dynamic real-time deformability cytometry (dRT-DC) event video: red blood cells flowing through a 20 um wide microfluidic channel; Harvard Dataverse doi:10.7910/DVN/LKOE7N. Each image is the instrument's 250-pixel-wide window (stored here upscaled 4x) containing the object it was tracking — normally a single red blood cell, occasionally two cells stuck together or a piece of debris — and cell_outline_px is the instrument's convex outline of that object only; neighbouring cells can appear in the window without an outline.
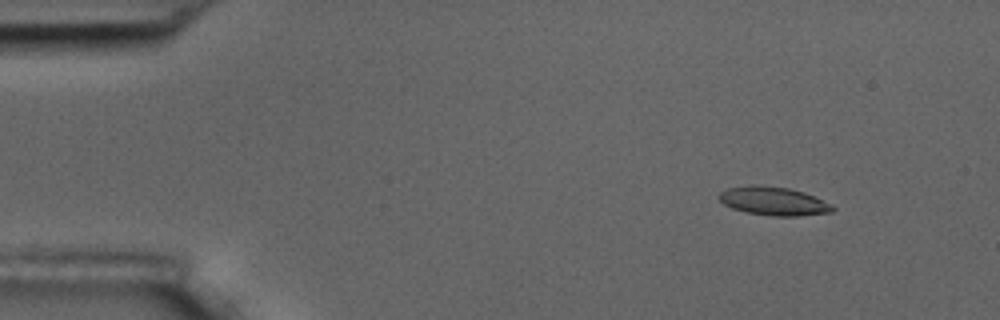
{"species": "common noctule bat (a hibernating species)", "species_latin": "Nyctalus noctula", "temperature_condition": "room temperature", "stored_images_in_passage": 4, "camera_frame_rate_fps": 3000, "um_per_image_px": 0.085, "animal": {"sex": "male", "body_mass_g": 17.5, "forearm_length_mm": 52.3}, "frame": {"image": 1, "passage_image": 1, "time_ms": 0.0, "image_size_px": [1000, 320], "cell_outline_px": [[836, 208], [832, 212], [800, 216], [772, 216], [744, 212], [732, 208], [724, 204], [716, 196], [720, 192], [728, 188], [752, 184], [788, 188], [804, 192], [832, 204]], "centroid_in_image_um": [65.74, 17.1], "position_along_channel_um": 19.3, "area_um2": 19.02}}
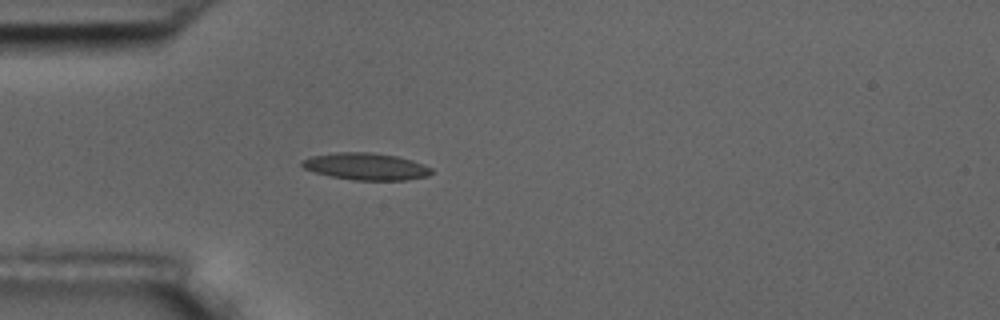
{"frame": {"image": 2, "passage_image": 4, "time_ms": 3.333, "image_size_px": [1000, 320], "cell_outline_px": [[432, 172], [428, 176], [408, 180], [352, 180], [332, 176], [316, 172], [304, 168], [300, 164], [300, 160], [312, 156], [336, 152], [372, 152], [396, 156], [412, 160], [424, 164], [432, 168]], "centroid_in_image_um": [31.12, 14.14], "position_along_channel_um": 53.9, "area_um2": 20.4}}